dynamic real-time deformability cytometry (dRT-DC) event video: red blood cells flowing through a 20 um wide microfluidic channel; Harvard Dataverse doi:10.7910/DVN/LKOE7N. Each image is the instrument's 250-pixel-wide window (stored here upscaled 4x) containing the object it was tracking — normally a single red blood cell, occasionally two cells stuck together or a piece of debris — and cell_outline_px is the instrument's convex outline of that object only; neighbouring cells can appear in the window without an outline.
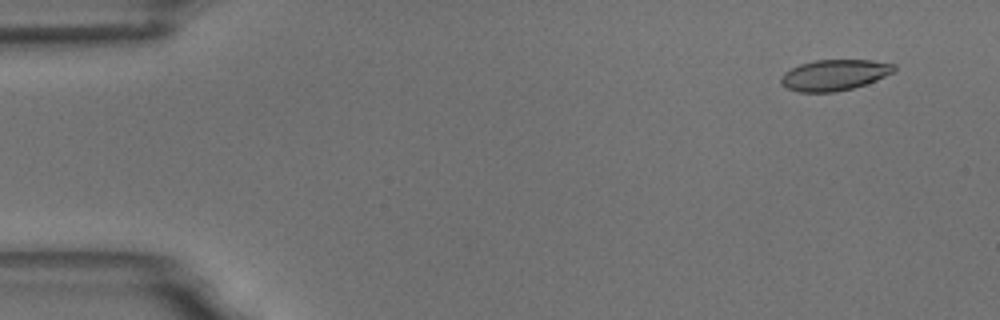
{"species": "common noctule bat (a hibernating species)", "species_latin": "Nyctalus noctula", "temperature_condition": "room temperature", "stored_images_in_passage": 18, "camera_frame_rate_fps": 3000, "um_per_image_px": 0.085, "animal": {"sex": "male", "body_mass_g": 18.8}, "frame": {"image": 1, "passage_image": 4, "time_ms": 1.0, "image_size_px": [1000, 320], "cell_outline_px": [[896, 68], [892, 72], [876, 80], [852, 88], [836, 92], [800, 92], [788, 88], [780, 84], [780, 76], [784, 72], [800, 64], [812, 60], [872, 60], [896, 64]], "centroid_in_image_um": [70.89, 6.37], "position_along_channel_um": 14.1, "area_um2": 20.35}}
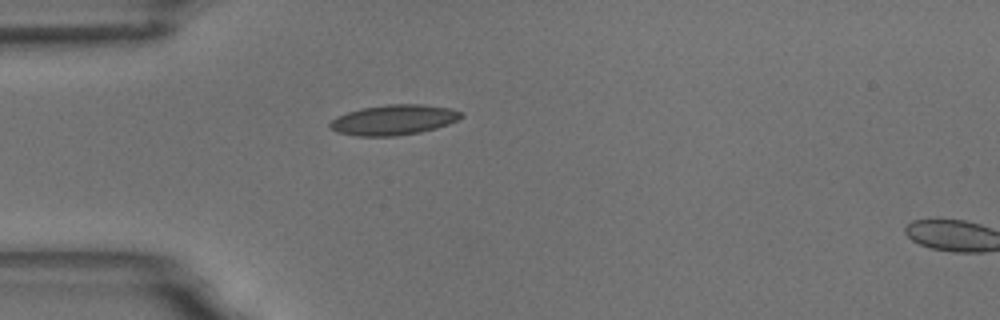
{"frame": {"image": 2, "passage_image": 16, "time_ms": 5.0, "image_size_px": [1000, 320], "cell_outline_px": [[464, 116], [448, 124], [436, 128], [420, 132], [396, 136], [356, 136], [336, 132], [328, 128], [328, 124], [336, 116], [348, 112], [364, 108], [388, 104], [420, 104], [448, 108], [464, 112]], "centroid_in_image_um": [33.44, 10.2], "position_along_channel_um": 51.6, "area_um2": 23.12}}